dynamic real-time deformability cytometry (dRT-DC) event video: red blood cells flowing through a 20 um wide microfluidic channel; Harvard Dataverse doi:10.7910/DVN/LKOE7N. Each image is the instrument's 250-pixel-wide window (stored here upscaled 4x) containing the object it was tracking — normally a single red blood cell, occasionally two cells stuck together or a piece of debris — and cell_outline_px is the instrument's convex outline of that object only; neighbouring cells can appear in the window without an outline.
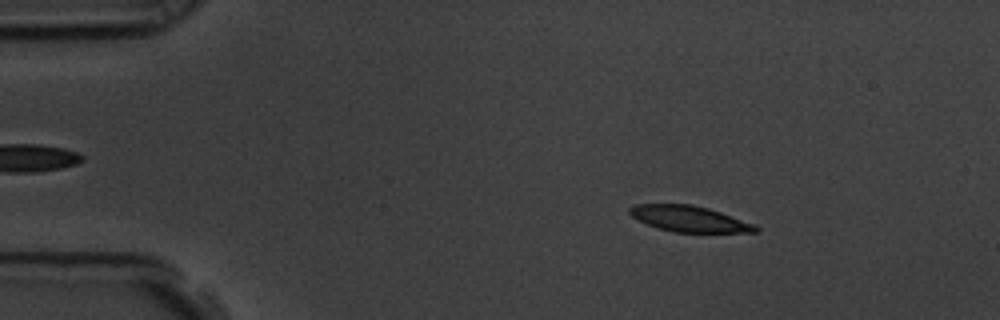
{"species": "common noctule bat (a hibernating species)", "species_latin": "Nyctalus noctula", "temperature_condition": "room temperature", "stored_images_in_passage": 56, "camera_frame_rate_fps": 3000, "um_per_image_px": 0.085, "animal": {"sex": "male", "body_mass_g": 19.5, "forearm_length_mm": 54.6}, "frame": {"image": 1, "passage_image": 8, "time_ms": 2.333, "image_size_px": [1000, 320], "cell_outline_px": [[760, 232], [676, 232], [660, 228], [648, 224], [632, 216], [628, 212], [628, 208], [636, 204], [692, 204], [708, 208], [756, 224], [760, 228]], "centroid_in_image_um": [58.64, 18.59], "position_along_channel_um": 26.4, "area_um2": 18.9}}
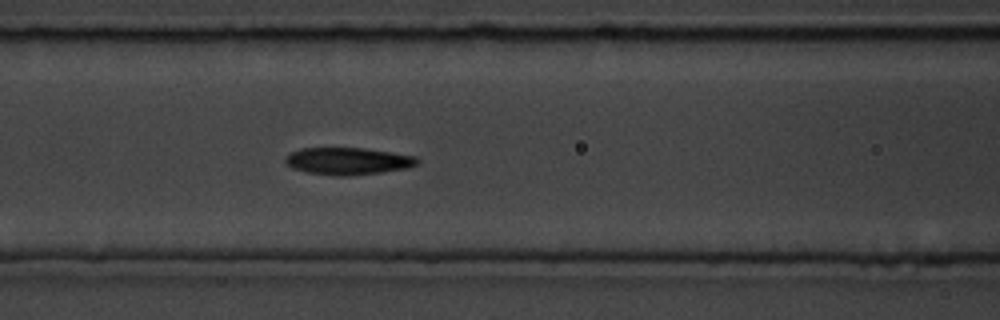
{"frame": {"image": 2, "passage_image": 23, "time_ms": 7.333, "image_size_px": [1000, 320], "cell_outline_px": [[420, 164], [408, 168], [380, 172], [348, 176], [336, 176], [308, 172], [292, 168], [284, 160], [284, 156], [300, 148], [364, 148], [392, 152], [416, 156], [420, 160]], "centroid_in_image_um": [29.61, 13.69], "position_along_channel_um": 137.0, "area_um2": 20.98}}
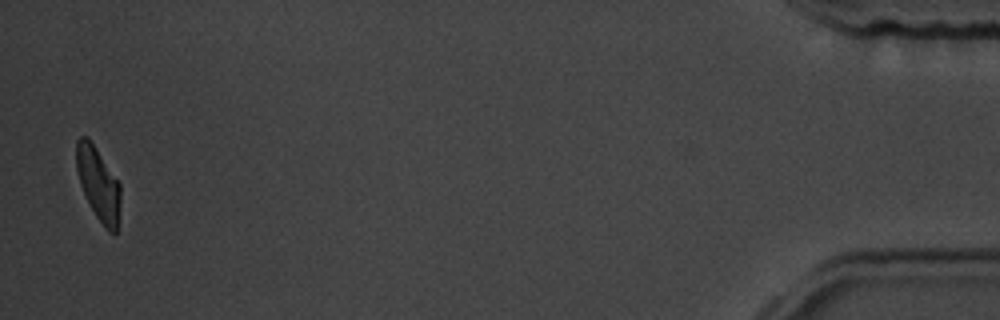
{"frame": {"image": 3, "passage_image": 55, "time_ms": 18.0, "image_size_px": [1000, 320], "cell_outline_px": [[120, 204], [116, 232], [108, 232], [96, 216], [84, 192], [76, 168], [76, 140], [80, 136], [88, 136], [120, 184]], "centroid_in_image_um": [8.35, 15.59], "position_along_channel_um": 426.8, "area_um2": 18.38}, "authors_computed_cell_mechanics": {"area_um2": 20.6346, "velocity_mm_per_s": 3.5729, "shape_relaxation_time_tau1_ms": 5.2008, "shape_relaxation_time_tau2_ms": 2.8231, "deformation_change_tau1": 0.1678, "deformation_change_tau2": 0.1037}}